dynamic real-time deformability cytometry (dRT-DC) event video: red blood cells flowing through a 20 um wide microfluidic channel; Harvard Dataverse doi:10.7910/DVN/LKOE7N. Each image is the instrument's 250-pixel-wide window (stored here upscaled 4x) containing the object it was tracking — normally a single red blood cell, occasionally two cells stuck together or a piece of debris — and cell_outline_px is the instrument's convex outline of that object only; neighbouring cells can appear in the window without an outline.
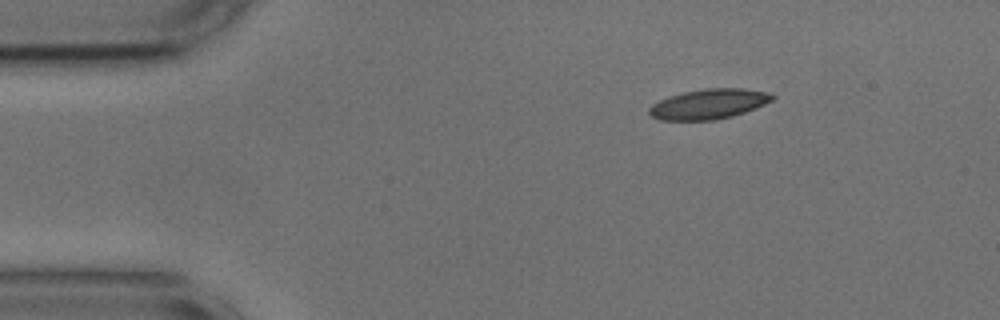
{"species": "common noctule bat (a hibernating species)", "species_latin": "Nyctalus noctula", "temperature_condition": "cold", "stored_images_in_passage": 47, "camera_frame_rate_fps": 3000, "um_per_image_px": 0.085, "animal": {"sex": "male", "body_mass_g": 17.9, "forearm_length_mm": 54.2}, "frame": {"image": 1, "passage_image": 1, "time_ms": 0.0, "image_size_px": [1000, 320], "cell_outline_px": [[776, 96], [772, 100], [756, 108], [732, 116], [716, 120], [660, 120], [652, 116], [648, 112], [648, 108], [652, 104], [668, 96], [684, 92], [704, 88], [744, 88], [764, 92]], "centroid_in_image_um": [60.22, 8.84], "position_along_channel_um": 24.8, "area_um2": 21.5}}
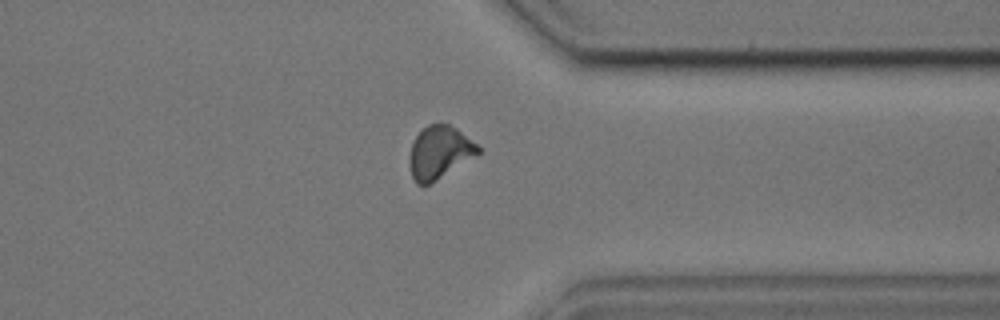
{"frame": {"image": 2, "passage_image": 35, "time_ms": 11.333, "image_size_px": [1000, 320], "cell_outline_px": [[480, 152], [476, 156], [436, 180], [428, 184], [416, 184], [412, 176], [408, 164], [408, 156], [412, 144], [416, 136], [428, 124], [448, 124], [456, 128], [476, 144], [480, 148]], "centroid_in_image_um": [37.32, 12.96], "position_along_channel_um": 374.1, "area_um2": 20.87}}
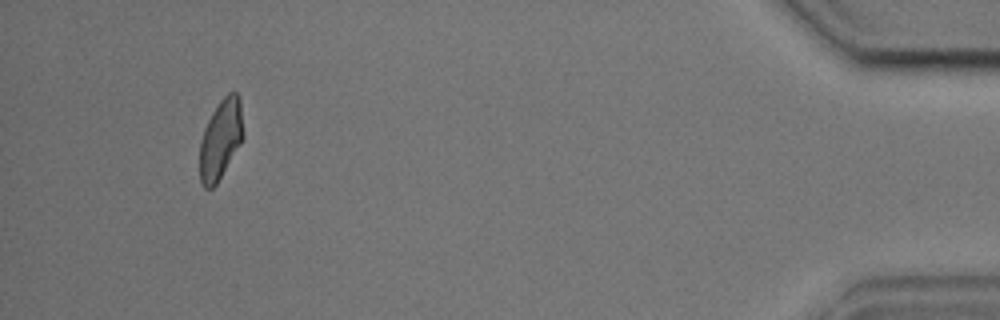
{"frame": {"image": 3, "passage_image": 44, "time_ms": 14.333, "image_size_px": [1000, 320], "cell_outline_px": [[244, 136], [240, 144], [216, 184], [212, 188], [204, 188], [200, 180], [200, 140], [204, 128], [212, 112], [220, 100], [228, 92], [236, 92], [240, 100], [244, 132]], "centroid_in_image_um": [18.76, 11.82], "position_along_channel_um": 416.4, "area_um2": 20.11}, "authors_computed_cell_mechanics": {"area_um2": 21.097, "velocity_mm_per_s": 3.6457, "shape_relaxation_time_tau1_ms": 5.522, "shape_relaxation_time_tau2_ms": 2.2307, "deformation_change_tau1": 0.1313, "deformation_change_tau2": 0.082}}